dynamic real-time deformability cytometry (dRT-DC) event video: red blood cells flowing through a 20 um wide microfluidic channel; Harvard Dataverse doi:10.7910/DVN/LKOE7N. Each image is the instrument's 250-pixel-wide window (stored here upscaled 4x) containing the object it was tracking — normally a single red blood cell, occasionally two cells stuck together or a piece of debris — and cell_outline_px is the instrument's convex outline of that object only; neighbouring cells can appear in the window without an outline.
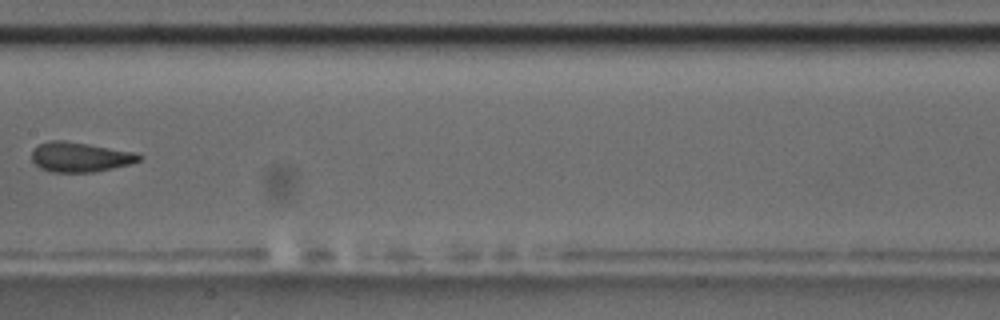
{"species": "common noctule bat (a hibernating species)", "species_latin": "Nyctalus noctula", "temperature_condition": "room temperature", "stored_images_in_passage": 9, "camera_frame_rate_fps": 3000, "um_per_image_px": 0.085, "animal": {"sex": "male", "body_mass_g": 17.5, "forearm_length_mm": 52.3}, "frame": {"image": 1, "passage_image": 9, "time_ms": 9.333, "image_size_px": [1000, 320], "cell_outline_px": [[144, 156], [140, 160], [132, 164], [92, 172], [52, 172], [40, 168], [32, 160], [32, 152], [40, 144], [48, 140], [64, 140], [136, 152]], "centroid_in_image_um": [6.84, 13.34], "position_along_channel_um": 200.6, "area_um2": 18.61}}